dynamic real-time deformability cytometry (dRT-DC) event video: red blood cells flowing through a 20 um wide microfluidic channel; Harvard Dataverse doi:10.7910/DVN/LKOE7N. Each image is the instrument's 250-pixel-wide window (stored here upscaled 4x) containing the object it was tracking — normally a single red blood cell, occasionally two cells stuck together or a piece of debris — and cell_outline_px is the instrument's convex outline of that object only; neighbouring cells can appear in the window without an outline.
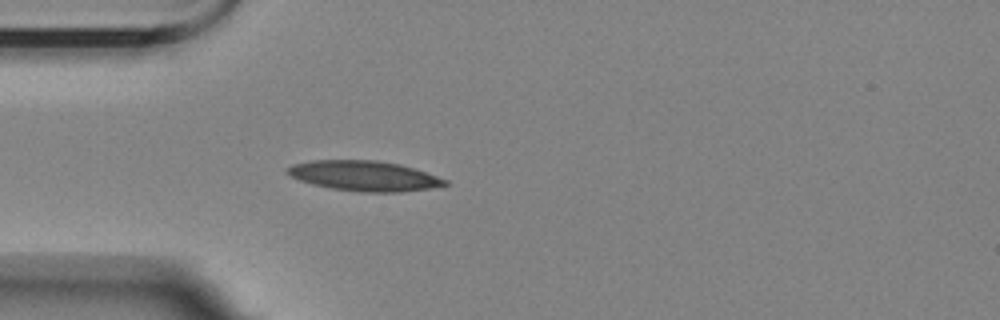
{"species": "Egyptian fruit bat (a non-hibernating species)", "species_latin": "Rousettus aegyptiacus", "temperature_condition": "room temperature", "stored_images_in_passage": 1, "camera_frame_rate_fps": 3000, "um_per_image_px": 0.085, "animal": {"sex": "female"}, "frame": {"image": 1, "passage_image": 1, "time_ms": 0.0, "image_size_px": [1000, 320], "cell_outline_px": [[448, 184], [428, 188], [400, 192], [360, 192], [332, 188], [312, 184], [300, 180], [284, 172], [284, 168], [292, 164], [312, 160], [376, 160], [400, 164], [448, 180]], "centroid_in_image_um": [30.89, 14.94], "position_along_channel_um": 54.1, "area_um2": 27.51}}